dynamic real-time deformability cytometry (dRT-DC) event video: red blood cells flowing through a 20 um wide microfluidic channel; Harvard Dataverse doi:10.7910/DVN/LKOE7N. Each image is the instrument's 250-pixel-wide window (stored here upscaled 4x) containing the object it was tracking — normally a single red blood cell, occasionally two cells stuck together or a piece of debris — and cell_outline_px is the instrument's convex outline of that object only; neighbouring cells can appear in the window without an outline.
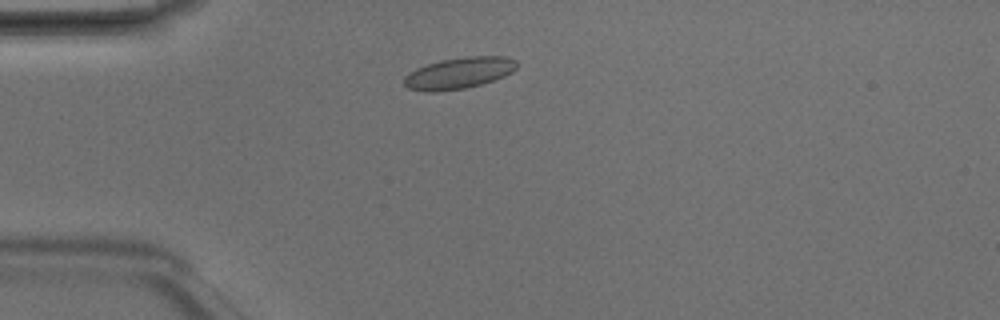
{"species": "Egyptian fruit bat (a non-hibernating species)", "species_latin": "Rousettus aegyptiacus", "temperature_condition": "room temperature", "stored_images_in_passage": 2, "camera_frame_rate_fps": 3000, "um_per_image_px": 0.085, "animal": {"sex": "male"}, "frame": {"image": 1, "passage_image": 2, "time_ms": 0.333, "image_size_px": [1000, 320], "cell_outline_px": [[516, 68], [512, 72], [504, 76], [480, 84], [464, 88], [436, 92], [428, 92], [408, 88], [404, 84], [404, 76], [408, 72], [416, 68], [440, 60], [468, 56], [508, 56], [516, 60]], "centroid_in_image_um": [38.99, 6.2], "position_along_channel_um": 46.0, "area_um2": 20.58}}